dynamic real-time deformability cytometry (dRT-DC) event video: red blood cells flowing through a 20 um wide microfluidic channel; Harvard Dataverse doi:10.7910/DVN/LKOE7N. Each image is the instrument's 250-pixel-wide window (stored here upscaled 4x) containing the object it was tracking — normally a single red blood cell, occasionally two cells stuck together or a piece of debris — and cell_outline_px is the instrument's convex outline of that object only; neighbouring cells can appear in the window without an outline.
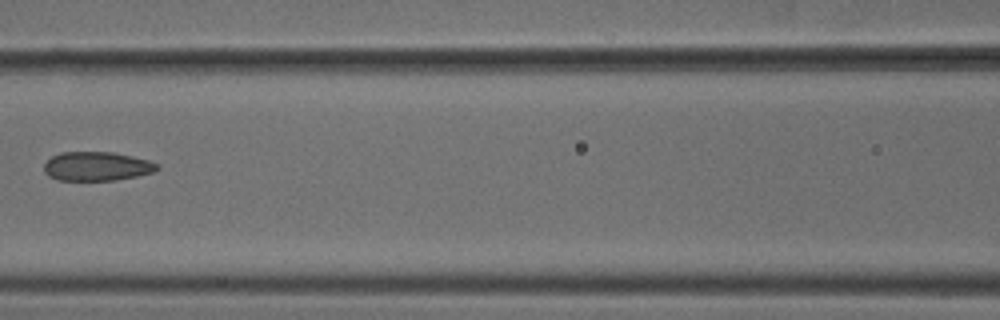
{"species": "common noctule bat (a hibernating species)", "species_latin": "Nyctalus noctula", "temperature_condition": "cold", "stored_images_in_passage": 7, "camera_frame_rate_fps": 3000, "um_per_image_px": 0.085, "animal": {"sex": "male", "body_mass_g": 18.8}, "frame": {"image": 1, "passage_image": 6, "time_ms": 1.667, "image_size_px": [1000, 320], "cell_outline_px": [[160, 168], [152, 172], [136, 176], [116, 180], [56, 180], [48, 176], [44, 172], [44, 164], [52, 156], [60, 152], [112, 152], [132, 156], [148, 160], [160, 164]], "centroid_in_image_um": [8.22, 14.13], "position_along_channel_um": 158.4, "area_um2": 19.19}}
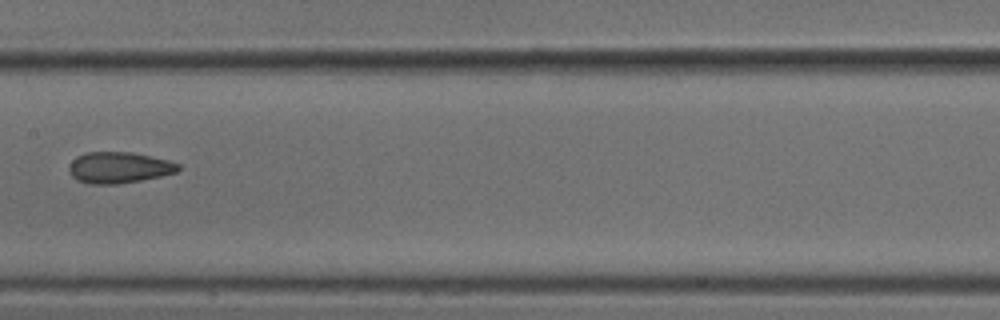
{"frame": {"image": 2, "passage_image": 7, "time_ms": 2.0, "image_size_px": [1000, 320], "cell_outline_px": [[180, 168], [176, 172], [160, 176], [140, 180], [116, 184], [92, 184], [76, 180], [68, 172], [68, 168], [72, 160], [76, 156], [84, 152], [132, 152], [168, 160], [180, 164]], "centroid_in_image_um": [10.07, 14.23], "position_along_channel_um": 197.3, "area_um2": 19.88}}